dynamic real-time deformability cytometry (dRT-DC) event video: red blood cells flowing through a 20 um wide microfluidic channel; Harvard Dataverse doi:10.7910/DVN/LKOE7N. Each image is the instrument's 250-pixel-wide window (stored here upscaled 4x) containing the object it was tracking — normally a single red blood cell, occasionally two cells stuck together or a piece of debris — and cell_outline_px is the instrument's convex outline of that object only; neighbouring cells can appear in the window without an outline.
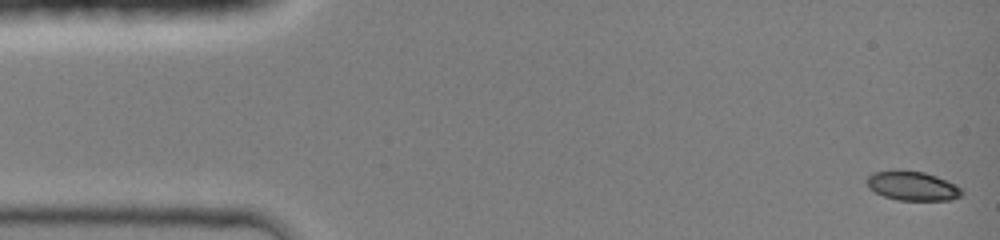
{"species": "common noctule bat (a hibernating species)", "species_latin": "Nyctalus noctula", "temperature_condition": "room temperature", "stored_images_in_passage": 23, "camera_frame_rate_fps": 3000, "um_per_image_px": 0.085, "animal": {"sex": "female", "body_mass_g": 19.0, "forearm_length_mm": 51.5}, "frame": {"image": 1, "passage_image": 1, "time_ms": 0.0, "image_size_px": [1000, 240], "cell_outline_px": [[964, 192], [960, 196], [948, 200], [896, 200], [884, 196], [868, 188], [864, 180], [872, 172], [892, 168], [900, 168], [924, 172], [936, 176], [956, 184]], "centroid_in_image_um": [77.48, 15.76], "position_along_channel_um": 7.5, "area_um2": 16.7}}
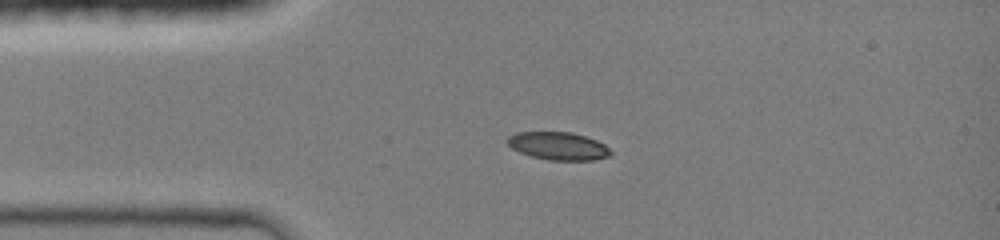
{"frame": {"image": 2, "passage_image": 10, "time_ms": 3.0, "image_size_px": [1000, 240], "cell_outline_px": [[612, 152], [608, 156], [592, 160], [548, 160], [532, 156], [520, 152], [512, 148], [508, 144], [508, 136], [516, 132], [572, 132], [596, 140], [604, 144]], "centroid_in_image_um": [47.44, 12.4], "position_along_channel_um": 37.6, "area_um2": 16.59}}
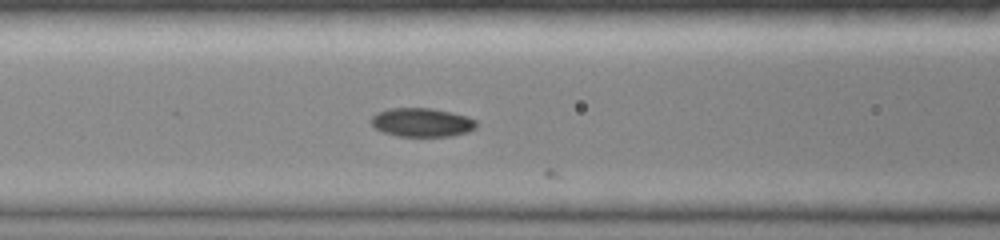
{"frame": {"image": 3, "passage_image": 18, "time_ms": 5.667, "image_size_px": [1000, 240], "cell_outline_px": [[476, 128], [468, 132], [452, 136], [396, 136], [384, 132], [376, 128], [368, 120], [376, 112], [388, 108], [432, 108], [452, 112], [468, 116], [476, 120]], "centroid_in_image_um": [35.85, 10.39], "position_along_channel_um": 130.7, "area_um2": 17.86}}